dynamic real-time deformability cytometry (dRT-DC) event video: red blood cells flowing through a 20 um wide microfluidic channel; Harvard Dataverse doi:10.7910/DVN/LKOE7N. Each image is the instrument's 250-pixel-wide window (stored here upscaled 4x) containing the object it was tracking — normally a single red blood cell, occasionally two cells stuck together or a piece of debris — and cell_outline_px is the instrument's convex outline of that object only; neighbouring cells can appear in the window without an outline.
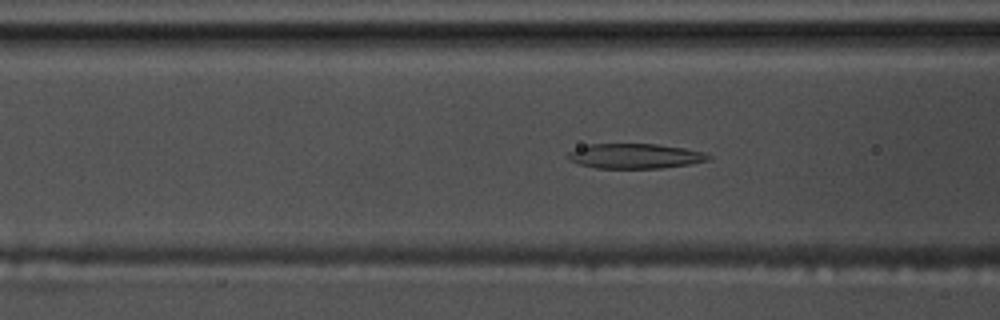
{"species": "common noctule bat (a hibernating species)", "species_latin": "Nyctalus noctula", "temperature_condition": "warm", "stored_images_in_passage": 55, "camera_frame_rate_fps": 3000, "um_per_image_px": 0.085, "animal": {"sex": "male", "body_mass_g": 17.5, "forearm_length_mm": 52.3}, "frame": {"image": 1, "passage_image": 20, "time_ms": 6.333, "image_size_px": [1000, 320], "cell_outline_px": [[712, 160], [688, 164], [660, 168], [596, 168], [580, 164], [568, 160], [568, 152], [576, 148], [588, 144], [656, 144], [684, 148], [704, 152], [712, 156]], "centroid_in_image_um": [53.99, 13.26], "position_along_channel_um": 112.6, "area_um2": 20.4}}
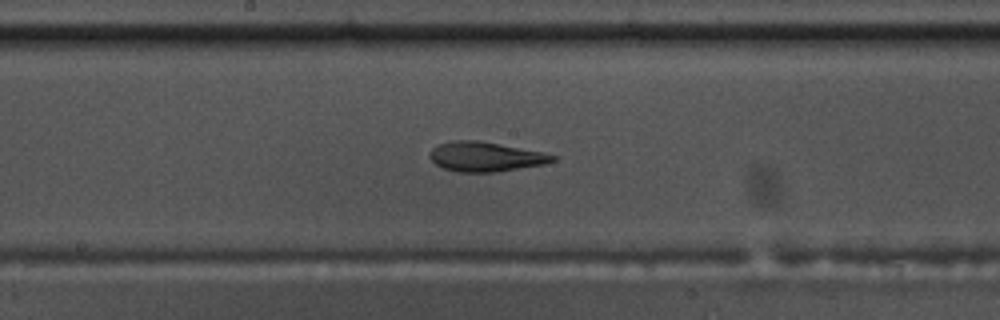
{"frame": {"image": 2, "passage_image": 28, "time_ms": 9.0, "image_size_px": [1000, 320], "cell_outline_px": [[556, 160], [544, 164], [496, 172], [456, 172], [444, 168], [436, 164], [428, 156], [432, 148], [440, 144], [452, 140], [476, 140], [540, 152], [556, 156]], "centroid_in_image_um": [41.21, 13.33], "position_along_channel_um": 207.0, "area_um2": 20.87}}
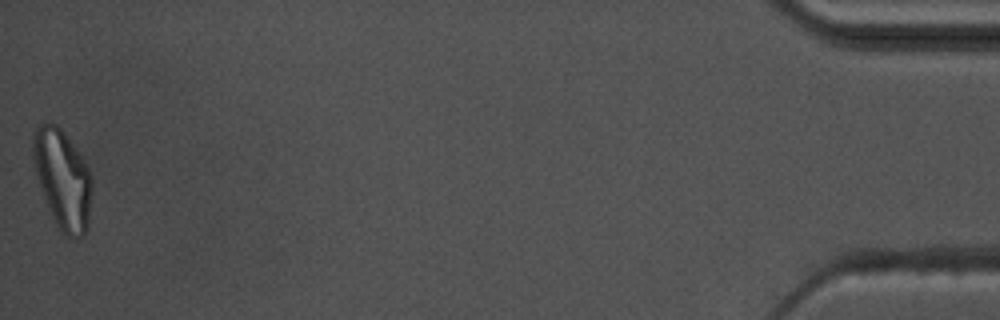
{"frame": {"image": 3, "passage_image": 55, "time_ms": 18.0, "image_size_px": [1000, 320], "cell_outline_px": [[92, 192], [88, 224], [84, 236], [64, 236], [60, 232], [52, 216], [44, 196], [36, 172], [32, 156], [32, 132], [36, 124], [56, 124], [64, 132], [88, 168], [92, 176]], "centroid_in_image_um": [5.31, 15.22], "position_along_channel_um": 429.9, "area_um2": 33.76}, "authors_computed_cell_mechanics": {"area_um2": 23.0622, "velocity_mm_per_s": 3.5432, "shape_relaxation_time_tau1_ms": null, "shape_relaxation_time_tau2_ms": 3.236, "deformation_change_tau1": null, "deformation_change_tau2": 0.1335}}